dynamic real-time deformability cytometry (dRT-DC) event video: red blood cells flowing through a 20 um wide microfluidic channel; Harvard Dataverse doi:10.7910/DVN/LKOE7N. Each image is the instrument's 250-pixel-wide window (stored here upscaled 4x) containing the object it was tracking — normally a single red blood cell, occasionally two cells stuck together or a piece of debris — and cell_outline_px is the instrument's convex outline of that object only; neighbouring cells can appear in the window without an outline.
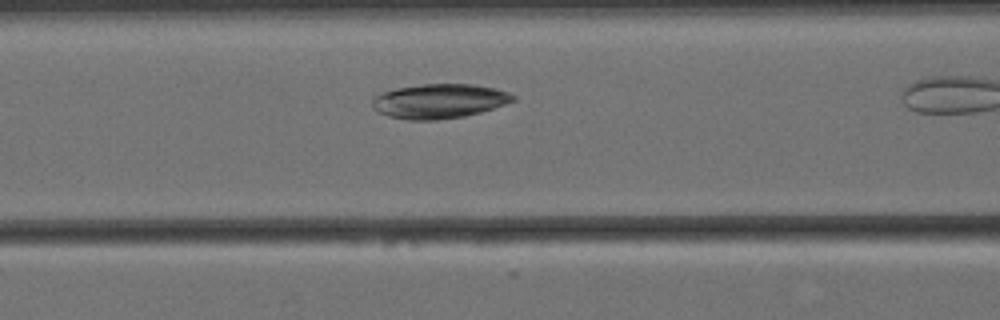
{"species": "Egyptian fruit bat (a non-hibernating species)", "species_latin": "Rousettus aegyptiacus", "temperature_condition": "cold", "stored_images_in_passage": 18, "camera_frame_rate_fps": 3000, "um_per_image_px": 0.085, "animal": {"sex": "female"}, "frame": {"image": 1, "passage_image": 3, "time_ms": 0.667, "image_size_px": [1000, 320], "cell_outline_px": [[516, 100], [480, 112], [464, 116], [436, 120], [408, 120], [388, 116], [372, 108], [372, 100], [376, 96], [384, 92], [396, 88], [424, 84], [472, 84], [496, 88], [508, 92], [516, 96]], "centroid_in_image_um": [37.34, 8.59], "position_along_channel_um": 129.3, "area_um2": 28.15}}
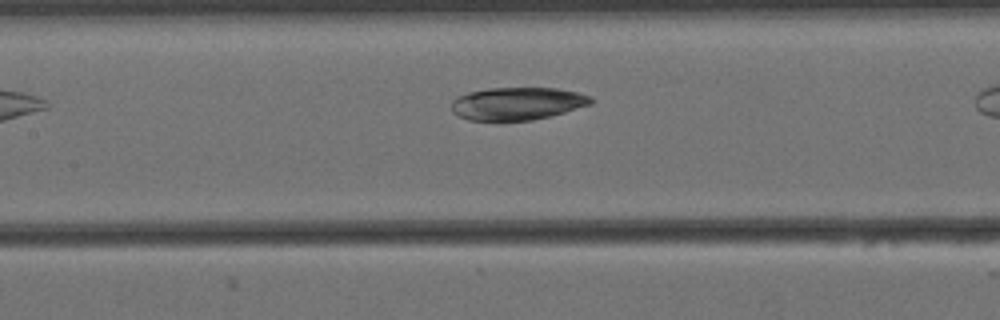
{"frame": {"image": 2, "passage_image": 6, "time_ms": 1.667, "image_size_px": [1000, 320], "cell_outline_px": [[592, 104], [564, 112], [532, 120], [468, 120], [456, 116], [452, 112], [452, 100], [456, 96], [468, 92], [488, 88], [556, 88], [576, 92], [592, 96]], "centroid_in_image_um": [43.93, 8.8], "position_along_channel_um": 163.5, "area_um2": 26.59}}
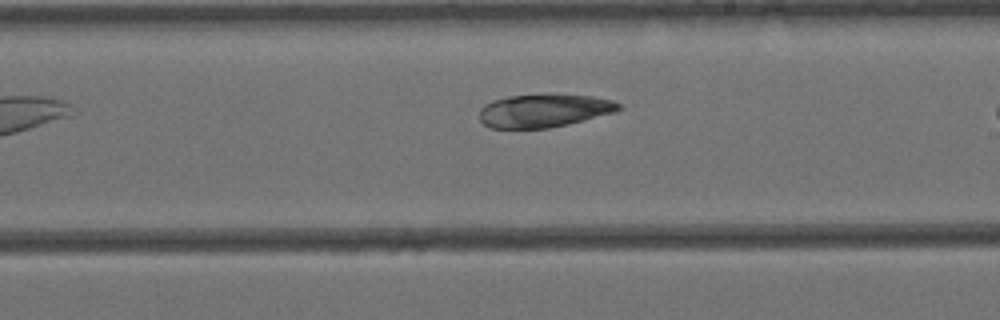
{"frame": {"image": 3, "passage_image": 13, "time_ms": 4.0, "image_size_px": [1000, 320], "cell_outline_px": [[624, 108], [616, 112], [568, 124], [548, 128], [488, 128], [480, 120], [480, 108], [484, 104], [492, 100], [508, 96], [592, 96], [612, 100], [620, 104]], "centroid_in_image_um": [46.23, 9.43], "position_along_channel_um": 242.8, "area_um2": 26.47}}